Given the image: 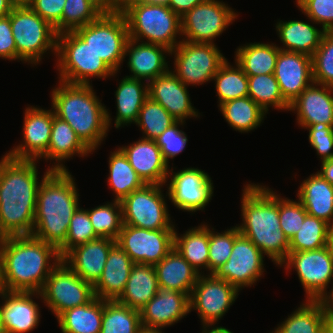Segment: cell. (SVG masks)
<instances>
[{
  "mask_svg": "<svg viewBox=\"0 0 333 333\" xmlns=\"http://www.w3.org/2000/svg\"><path fill=\"white\" fill-rule=\"evenodd\" d=\"M37 160H0V221L10 236L31 235L37 193L42 180Z\"/></svg>",
  "mask_w": 333,
  "mask_h": 333,
  "instance_id": "6da1fadb",
  "label": "cell"
},
{
  "mask_svg": "<svg viewBox=\"0 0 333 333\" xmlns=\"http://www.w3.org/2000/svg\"><path fill=\"white\" fill-rule=\"evenodd\" d=\"M243 188L242 223L236 226L240 234L280 266L288 257L289 240L279 224V194L259 183L249 182Z\"/></svg>",
  "mask_w": 333,
  "mask_h": 333,
  "instance_id": "7a4b0ae2",
  "label": "cell"
},
{
  "mask_svg": "<svg viewBox=\"0 0 333 333\" xmlns=\"http://www.w3.org/2000/svg\"><path fill=\"white\" fill-rule=\"evenodd\" d=\"M41 179L31 235L59 249L66 241L70 220L80 206V195L69 170L48 168Z\"/></svg>",
  "mask_w": 333,
  "mask_h": 333,
  "instance_id": "3957f363",
  "label": "cell"
},
{
  "mask_svg": "<svg viewBox=\"0 0 333 333\" xmlns=\"http://www.w3.org/2000/svg\"><path fill=\"white\" fill-rule=\"evenodd\" d=\"M58 84L50 92L55 116L67 122L93 154L113 124L109 109L94 92L92 83L71 84L59 80Z\"/></svg>",
  "mask_w": 333,
  "mask_h": 333,
  "instance_id": "277c9868",
  "label": "cell"
},
{
  "mask_svg": "<svg viewBox=\"0 0 333 333\" xmlns=\"http://www.w3.org/2000/svg\"><path fill=\"white\" fill-rule=\"evenodd\" d=\"M8 291L41 292L62 261L59 250L32 235L10 236L0 248Z\"/></svg>",
  "mask_w": 333,
  "mask_h": 333,
  "instance_id": "5b68a950",
  "label": "cell"
},
{
  "mask_svg": "<svg viewBox=\"0 0 333 333\" xmlns=\"http://www.w3.org/2000/svg\"><path fill=\"white\" fill-rule=\"evenodd\" d=\"M118 10L124 15L133 40L161 45L170 51L182 41L181 17L169 6L120 1Z\"/></svg>",
  "mask_w": 333,
  "mask_h": 333,
  "instance_id": "8992f818",
  "label": "cell"
},
{
  "mask_svg": "<svg viewBox=\"0 0 333 333\" xmlns=\"http://www.w3.org/2000/svg\"><path fill=\"white\" fill-rule=\"evenodd\" d=\"M56 66L60 81L91 84L90 79H107L114 72L75 31L57 34Z\"/></svg>",
  "mask_w": 333,
  "mask_h": 333,
  "instance_id": "52a82bcc",
  "label": "cell"
},
{
  "mask_svg": "<svg viewBox=\"0 0 333 333\" xmlns=\"http://www.w3.org/2000/svg\"><path fill=\"white\" fill-rule=\"evenodd\" d=\"M10 22L18 62L36 66L47 53L52 52L56 57L57 32L29 6H14L10 13Z\"/></svg>",
  "mask_w": 333,
  "mask_h": 333,
  "instance_id": "ba28073f",
  "label": "cell"
},
{
  "mask_svg": "<svg viewBox=\"0 0 333 333\" xmlns=\"http://www.w3.org/2000/svg\"><path fill=\"white\" fill-rule=\"evenodd\" d=\"M75 32L114 72L120 71L125 61L129 32L126 19L119 10L104 12L97 20Z\"/></svg>",
  "mask_w": 333,
  "mask_h": 333,
  "instance_id": "9c48e42d",
  "label": "cell"
},
{
  "mask_svg": "<svg viewBox=\"0 0 333 333\" xmlns=\"http://www.w3.org/2000/svg\"><path fill=\"white\" fill-rule=\"evenodd\" d=\"M163 186L145 184L124 197L120 201L123 224L148 230H175L165 199L168 193L164 196Z\"/></svg>",
  "mask_w": 333,
  "mask_h": 333,
  "instance_id": "30bf717a",
  "label": "cell"
},
{
  "mask_svg": "<svg viewBox=\"0 0 333 333\" xmlns=\"http://www.w3.org/2000/svg\"><path fill=\"white\" fill-rule=\"evenodd\" d=\"M279 267H283L286 273L292 268L295 269L305 289V300L323 301L328 296L327 289L333 280V255L330 244L318 250L289 252Z\"/></svg>",
  "mask_w": 333,
  "mask_h": 333,
  "instance_id": "8fae6325",
  "label": "cell"
},
{
  "mask_svg": "<svg viewBox=\"0 0 333 333\" xmlns=\"http://www.w3.org/2000/svg\"><path fill=\"white\" fill-rule=\"evenodd\" d=\"M174 56L171 71L187 86L212 81L219 67L227 60L216 44L193 43L182 40L170 51Z\"/></svg>",
  "mask_w": 333,
  "mask_h": 333,
  "instance_id": "7c38bea8",
  "label": "cell"
},
{
  "mask_svg": "<svg viewBox=\"0 0 333 333\" xmlns=\"http://www.w3.org/2000/svg\"><path fill=\"white\" fill-rule=\"evenodd\" d=\"M40 293L43 303L56 318L68 309L89 303L95 297L93 285L84 281L64 261L51 271Z\"/></svg>",
  "mask_w": 333,
  "mask_h": 333,
  "instance_id": "4fadbf2b",
  "label": "cell"
},
{
  "mask_svg": "<svg viewBox=\"0 0 333 333\" xmlns=\"http://www.w3.org/2000/svg\"><path fill=\"white\" fill-rule=\"evenodd\" d=\"M238 15L223 0H203L181 17V40L214 44Z\"/></svg>",
  "mask_w": 333,
  "mask_h": 333,
  "instance_id": "5bb4252c",
  "label": "cell"
},
{
  "mask_svg": "<svg viewBox=\"0 0 333 333\" xmlns=\"http://www.w3.org/2000/svg\"><path fill=\"white\" fill-rule=\"evenodd\" d=\"M173 170L172 166L165 182L169 183L165 185L168 199L179 210L192 214L203 211L214 196V185L209 174L194 167H186L177 172Z\"/></svg>",
  "mask_w": 333,
  "mask_h": 333,
  "instance_id": "9a60e30c",
  "label": "cell"
},
{
  "mask_svg": "<svg viewBox=\"0 0 333 333\" xmlns=\"http://www.w3.org/2000/svg\"><path fill=\"white\" fill-rule=\"evenodd\" d=\"M239 290L213 274H200L189 296L190 312L196 310L202 325H216L236 301Z\"/></svg>",
  "mask_w": 333,
  "mask_h": 333,
  "instance_id": "2e32d148",
  "label": "cell"
},
{
  "mask_svg": "<svg viewBox=\"0 0 333 333\" xmlns=\"http://www.w3.org/2000/svg\"><path fill=\"white\" fill-rule=\"evenodd\" d=\"M175 230H148L123 224L116 243L135 264L155 265L174 247Z\"/></svg>",
  "mask_w": 333,
  "mask_h": 333,
  "instance_id": "e0dca14e",
  "label": "cell"
},
{
  "mask_svg": "<svg viewBox=\"0 0 333 333\" xmlns=\"http://www.w3.org/2000/svg\"><path fill=\"white\" fill-rule=\"evenodd\" d=\"M264 257L265 255L250 239L239 234L227 262L213 275L218 279H224L241 291L245 287H252L264 276Z\"/></svg>",
  "mask_w": 333,
  "mask_h": 333,
  "instance_id": "ac0fdd59",
  "label": "cell"
},
{
  "mask_svg": "<svg viewBox=\"0 0 333 333\" xmlns=\"http://www.w3.org/2000/svg\"><path fill=\"white\" fill-rule=\"evenodd\" d=\"M27 106L23 117V140L5 154L18 160L38 161L47 153L55 113L53 108L46 110L39 106Z\"/></svg>",
  "mask_w": 333,
  "mask_h": 333,
  "instance_id": "d6986e66",
  "label": "cell"
},
{
  "mask_svg": "<svg viewBox=\"0 0 333 333\" xmlns=\"http://www.w3.org/2000/svg\"><path fill=\"white\" fill-rule=\"evenodd\" d=\"M35 296L43 302L39 292L6 291L0 296V318L5 333H28L39 326L41 307L34 301Z\"/></svg>",
  "mask_w": 333,
  "mask_h": 333,
  "instance_id": "ffe728a7",
  "label": "cell"
},
{
  "mask_svg": "<svg viewBox=\"0 0 333 333\" xmlns=\"http://www.w3.org/2000/svg\"><path fill=\"white\" fill-rule=\"evenodd\" d=\"M171 69L148 83L149 97L163 106L177 121L199 118L200 113L190 101L188 86Z\"/></svg>",
  "mask_w": 333,
  "mask_h": 333,
  "instance_id": "44dd1931",
  "label": "cell"
},
{
  "mask_svg": "<svg viewBox=\"0 0 333 333\" xmlns=\"http://www.w3.org/2000/svg\"><path fill=\"white\" fill-rule=\"evenodd\" d=\"M274 75L283 98L290 104L314 82L312 57L280 50Z\"/></svg>",
  "mask_w": 333,
  "mask_h": 333,
  "instance_id": "7402d4cb",
  "label": "cell"
},
{
  "mask_svg": "<svg viewBox=\"0 0 333 333\" xmlns=\"http://www.w3.org/2000/svg\"><path fill=\"white\" fill-rule=\"evenodd\" d=\"M190 313L189 295L159 288L158 293L140 310L142 326L167 328Z\"/></svg>",
  "mask_w": 333,
  "mask_h": 333,
  "instance_id": "603a6c76",
  "label": "cell"
},
{
  "mask_svg": "<svg viewBox=\"0 0 333 333\" xmlns=\"http://www.w3.org/2000/svg\"><path fill=\"white\" fill-rule=\"evenodd\" d=\"M289 111L296 112L302 129L317 123L333 126V87L313 82L290 103Z\"/></svg>",
  "mask_w": 333,
  "mask_h": 333,
  "instance_id": "cb8c5ba5",
  "label": "cell"
},
{
  "mask_svg": "<svg viewBox=\"0 0 333 333\" xmlns=\"http://www.w3.org/2000/svg\"><path fill=\"white\" fill-rule=\"evenodd\" d=\"M168 55L170 56V50L166 47L129 38L125 47V58L129 57L127 67L131 74L127 77L149 83L170 69V61L166 60Z\"/></svg>",
  "mask_w": 333,
  "mask_h": 333,
  "instance_id": "d4e9b609",
  "label": "cell"
},
{
  "mask_svg": "<svg viewBox=\"0 0 333 333\" xmlns=\"http://www.w3.org/2000/svg\"><path fill=\"white\" fill-rule=\"evenodd\" d=\"M118 148L146 184L165 185L170 165L163 159L154 140L140 138L132 144Z\"/></svg>",
  "mask_w": 333,
  "mask_h": 333,
  "instance_id": "484cf974",
  "label": "cell"
},
{
  "mask_svg": "<svg viewBox=\"0 0 333 333\" xmlns=\"http://www.w3.org/2000/svg\"><path fill=\"white\" fill-rule=\"evenodd\" d=\"M116 240L97 238L72 248L63 258L64 261L84 281L94 285L104 270L111 247Z\"/></svg>",
  "mask_w": 333,
  "mask_h": 333,
  "instance_id": "4316f807",
  "label": "cell"
},
{
  "mask_svg": "<svg viewBox=\"0 0 333 333\" xmlns=\"http://www.w3.org/2000/svg\"><path fill=\"white\" fill-rule=\"evenodd\" d=\"M134 264L128 254L115 243L109 251L101 277L93 285L94 295L105 301L117 300L124 291Z\"/></svg>",
  "mask_w": 333,
  "mask_h": 333,
  "instance_id": "83f0119b",
  "label": "cell"
},
{
  "mask_svg": "<svg viewBox=\"0 0 333 333\" xmlns=\"http://www.w3.org/2000/svg\"><path fill=\"white\" fill-rule=\"evenodd\" d=\"M91 151L77 137L72 127L57 116L53 117L50 142L46 155L42 158L53 165L47 166L51 170H68L63 164L72 157H88Z\"/></svg>",
  "mask_w": 333,
  "mask_h": 333,
  "instance_id": "f1b7e54d",
  "label": "cell"
},
{
  "mask_svg": "<svg viewBox=\"0 0 333 333\" xmlns=\"http://www.w3.org/2000/svg\"><path fill=\"white\" fill-rule=\"evenodd\" d=\"M296 196L307 214L333 226V185L318 171L303 180Z\"/></svg>",
  "mask_w": 333,
  "mask_h": 333,
  "instance_id": "f546056e",
  "label": "cell"
},
{
  "mask_svg": "<svg viewBox=\"0 0 333 333\" xmlns=\"http://www.w3.org/2000/svg\"><path fill=\"white\" fill-rule=\"evenodd\" d=\"M154 268L160 288L180 291L189 296L200 276L174 247Z\"/></svg>",
  "mask_w": 333,
  "mask_h": 333,
  "instance_id": "4dcf8cb0",
  "label": "cell"
},
{
  "mask_svg": "<svg viewBox=\"0 0 333 333\" xmlns=\"http://www.w3.org/2000/svg\"><path fill=\"white\" fill-rule=\"evenodd\" d=\"M275 29L279 40L283 45L278 46L280 50L297 52L313 56L316 49L320 46L325 31L317 28L311 23L289 20H278Z\"/></svg>",
  "mask_w": 333,
  "mask_h": 333,
  "instance_id": "1f68e13d",
  "label": "cell"
},
{
  "mask_svg": "<svg viewBox=\"0 0 333 333\" xmlns=\"http://www.w3.org/2000/svg\"><path fill=\"white\" fill-rule=\"evenodd\" d=\"M144 82L127 76L120 80L114 94L117 107L114 121L116 129L130 126L131 123L134 124L137 121L139 111L149 97L148 83Z\"/></svg>",
  "mask_w": 333,
  "mask_h": 333,
  "instance_id": "d6a6232c",
  "label": "cell"
},
{
  "mask_svg": "<svg viewBox=\"0 0 333 333\" xmlns=\"http://www.w3.org/2000/svg\"><path fill=\"white\" fill-rule=\"evenodd\" d=\"M159 288L154 265L134 264L124 291L116 301L140 311L158 293Z\"/></svg>",
  "mask_w": 333,
  "mask_h": 333,
  "instance_id": "836d02e7",
  "label": "cell"
},
{
  "mask_svg": "<svg viewBox=\"0 0 333 333\" xmlns=\"http://www.w3.org/2000/svg\"><path fill=\"white\" fill-rule=\"evenodd\" d=\"M328 324L324 301L305 300L271 333H320Z\"/></svg>",
  "mask_w": 333,
  "mask_h": 333,
  "instance_id": "e575fe53",
  "label": "cell"
},
{
  "mask_svg": "<svg viewBox=\"0 0 333 333\" xmlns=\"http://www.w3.org/2000/svg\"><path fill=\"white\" fill-rule=\"evenodd\" d=\"M178 234L174 231V248L186 259L200 274L208 271L209 226L204 222L198 227H192ZM180 235V236H179ZM204 271H203V270ZM203 271V272H202Z\"/></svg>",
  "mask_w": 333,
  "mask_h": 333,
  "instance_id": "d590c367",
  "label": "cell"
},
{
  "mask_svg": "<svg viewBox=\"0 0 333 333\" xmlns=\"http://www.w3.org/2000/svg\"><path fill=\"white\" fill-rule=\"evenodd\" d=\"M279 51L275 43L251 42L237 47L234 61L247 76L274 74Z\"/></svg>",
  "mask_w": 333,
  "mask_h": 333,
  "instance_id": "8d00e7d4",
  "label": "cell"
},
{
  "mask_svg": "<svg viewBox=\"0 0 333 333\" xmlns=\"http://www.w3.org/2000/svg\"><path fill=\"white\" fill-rule=\"evenodd\" d=\"M104 300L96 296L87 304L64 311L58 318L61 333H100Z\"/></svg>",
  "mask_w": 333,
  "mask_h": 333,
  "instance_id": "74e56055",
  "label": "cell"
},
{
  "mask_svg": "<svg viewBox=\"0 0 333 333\" xmlns=\"http://www.w3.org/2000/svg\"><path fill=\"white\" fill-rule=\"evenodd\" d=\"M219 110L229 126L241 133L260 127L267 114L249 96L224 102L219 106Z\"/></svg>",
  "mask_w": 333,
  "mask_h": 333,
  "instance_id": "f35d334b",
  "label": "cell"
},
{
  "mask_svg": "<svg viewBox=\"0 0 333 333\" xmlns=\"http://www.w3.org/2000/svg\"><path fill=\"white\" fill-rule=\"evenodd\" d=\"M108 167L107 185L109 184V188L114 193L113 200L121 201L146 184L119 148L110 153Z\"/></svg>",
  "mask_w": 333,
  "mask_h": 333,
  "instance_id": "ab89813d",
  "label": "cell"
},
{
  "mask_svg": "<svg viewBox=\"0 0 333 333\" xmlns=\"http://www.w3.org/2000/svg\"><path fill=\"white\" fill-rule=\"evenodd\" d=\"M215 90L218 97V107L229 100L248 96V76L236 63L231 65L226 60L214 75Z\"/></svg>",
  "mask_w": 333,
  "mask_h": 333,
  "instance_id": "60d3db41",
  "label": "cell"
},
{
  "mask_svg": "<svg viewBox=\"0 0 333 333\" xmlns=\"http://www.w3.org/2000/svg\"><path fill=\"white\" fill-rule=\"evenodd\" d=\"M142 327L140 311L118 301H105L100 333H138Z\"/></svg>",
  "mask_w": 333,
  "mask_h": 333,
  "instance_id": "b9f144b4",
  "label": "cell"
},
{
  "mask_svg": "<svg viewBox=\"0 0 333 333\" xmlns=\"http://www.w3.org/2000/svg\"><path fill=\"white\" fill-rule=\"evenodd\" d=\"M248 96L267 113L270 106L289 111L290 104L283 98L274 74L248 76Z\"/></svg>",
  "mask_w": 333,
  "mask_h": 333,
  "instance_id": "7bdbcfd3",
  "label": "cell"
},
{
  "mask_svg": "<svg viewBox=\"0 0 333 333\" xmlns=\"http://www.w3.org/2000/svg\"><path fill=\"white\" fill-rule=\"evenodd\" d=\"M330 225L307 214L299 231L289 241V252L318 250L330 244Z\"/></svg>",
  "mask_w": 333,
  "mask_h": 333,
  "instance_id": "ee69618b",
  "label": "cell"
},
{
  "mask_svg": "<svg viewBox=\"0 0 333 333\" xmlns=\"http://www.w3.org/2000/svg\"><path fill=\"white\" fill-rule=\"evenodd\" d=\"M104 12L94 0H66L62 19L54 29L57 34L75 31L97 20Z\"/></svg>",
  "mask_w": 333,
  "mask_h": 333,
  "instance_id": "f6af8a7d",
  "label": "cell"
},
{
  "mask_svg": "<svg viewBox=\"0 0 333 333\" xmlns=\"http://www.w3.org/2000/svg\"><path fill=\"white\" fill-rule=\"evenodd\" d=\"M95 234L99 238L116 240L122 225V207L118 200L87 209Z\"/></svg>",
  "mask_w": 333,
  "mask_h": 333,
  "instance_id": "bcb514c9",
  "label": "cell"
},
{
  "mask_svg": "<svg viewBox=\"0 0 333 333\" xmlns=\"http://www.w3.org/2000/svg\"><path fill=\"white\" fill-rule=\"evenodd\" d=\"M176 121L163 106L148 97L134 124L140 127L142 138L154 140Z\"/></svg>",
  "mask_w": 333,
  "mask_h": 333,
  "instance_id": "7dc6e473",
  "label": "cell"
},
{
  "mask_svg": "<svg viewBox=\"0 0 333 333\" xmlns=\"http://www.w3.org/2000/svg\"><path fill=\"white\" fill-rule=\"evenodd\" d=\"M214 230V228L209 226L208 274H213L227 262L231 255L234 241L240 234L237 226L228 228L223 232L221 231V233Z\"/></svg>",
  "mask_w": 333,
  "mask_h": 333,
  "instance_id": "c3c4849f",
  "label": "cell"
},
{
  "mask_svg": "<svg viewBox=\"0 0 333 333\" xmlns=\"http://www.w3.org/2000/svg\"><path fill=\"white\" fill-rule=\"evenodd\" d=\"M99 238L93 229L87 209L79 206L73 214L68 227L65 243L58 249L63 258L72 248Z\"/></svg>",
  "mask_w": 333,
  "mask_h": 333,
  "instance_id": "681fc988",
  "label": "cell"
},
{
  "mask_svg": "<svg viewBox=\"0 0 333 333\" xmlns=\"http://www.w3.org/2000/svg\"><path fill=\"white\" fill-rule=\"evenodd\" d=\"M313 81L333 87V32H325L312 56Z\"/></svg>",
  "mask_w": 333,
  "mask_h": 333,
  "instance_id": "f907efd6",
  "label": "cell"
},
{
  "mask_svg": "<svg viewBox=\"0 0 333 333\" xmlns=\"http://www.w3.org/2000/svg\"><path fill=\"white\" fill-rule=\"evenodd\" d=\"M186 122L176 121L170 127L165 129L161 135L154 139L155 143L161 150L165 162L169 165V160L174 159L182 153L187 145L188 137L182 128ZM182 125V126H181Z\"/></svg>",
  "mask_w": 333,
  "mask_h": 333,
  "instance_id": "816d5d0a",
  "label": "cell"
},
{
  "mask_svg": "<svg viewBox=\"0 0 333 333\" xmlns=\"http://www.w3.org/2000/svg\"><path fill=\"white\" fill-rule=\"evenodd\" d=\"M306 215L307 212L299 200L294 201L279 195V224L289 241L299 231Z\"/></svg>",
  "mask_w": 333,
  "mask_h": 333,
  "instance_id": "f5cc1de1",
  "label": "cell"
},
{
  "mask_svg": "<svg viewBox=\"0 0 333 333\" xmlns=\"http://www.w3.org/2000/svg\"><path fill=\"white\" fill-rule=\"evenodd\" d=\"M296 5L312 24L333 32V0H295Z\"/></svg>",
  "mask_w": 333,
  "mask_h": 333,
  "instance_id": "db71d44e",
  "label": "cell"
},
{
  "mask_svg": "<svg viewBox=\"0 0 333 333\" xmlns=\"http://www.w3.org/2000/svg\"><path fill=\"white\" fill-rule=\"evenodd\" d=\"M304 129L309 131V144L315 149L320 161L333 159V126L317 123Z\"/></svg>",
  "mask_w": 333,
  "mask_h": 333,
  "instance_id": "11a10c76",
  "label": "cell"
},
{
  "mask_svg": "<svg viewBox=\"0 0 333 333\" xmlns=\"http://www.w3.org/2000/svg\"><path fill=\"white\" fill-rule=\"evenodd\" d=\"M66 0H33L29 7L53 27L62 19Z\"/></svg>",
  "mask_w": 333,
  "mask_h": 333,
  "instance_id": "9f6ffc18",
  "label": "cell"
},
{
  "mask_svg": "<svg viewBox=\"0 0 333 333\" xmlns=\"http://www.w3.org/2000/svg\"><path fill=\"white\" fill-rule=\"evenodd\" d=\"M0 58L16 60V45L12 34L10 14L0 18Z\"/></svg>",
  "mask_w": 333,
  "mask_h": 333,
  "instance_id": "6f0895ef",
  "label": "cell"
},
{
  "mask_svg": "<svg viewBox=\"0 0 333 333\" xmlns=\"http://www.w3.org/2000/svg\"><path fill=\"white\" fill-rule=\"evenodd\" d=\"M203 0H170L169 7L180 17L187 11L192 10L196 5Z\"/></svg>",
  "mask_w": 333,
  "mask_h": 333,
  "instance_id": "680465c9",
  "label": "cell"
},
{
  "mask_svg": "<svg viewBox=\"0 0 333 333\" xmlns=\"http://www.w3.org/2000/svg\"><path fill=\"white\" fill-rule=\"evenodd\" d=\"M321 163V170L318 172L333 185V159L324 160Z\"/></svg>",
  "mask_w": 333,
  "mask_h": 333,
  "instance_id": "91938a15",
  "label": "cell"
},
{
  "mask_svg": "<svg viewBox=\"0 0 333 333\" xmlns=\"http://www.w3.org/2000/svg\"><path fill=\"white\" fill-rule=\"evenodd\" d=\"M105 12L119 9L120 0H94Z\"/></svg>",
  "mask_w": 333,
  "mask_h": 333,
  "instance_id": "94428289",
  "label": "cell"
},
{
  "mask_svg": "<svg viewBox=\"0 0 333 333\" xmlns=\"http://www.w3.org/2000/svg\"><path fill=\"white\" fill-rule=\"evenodd\" d=\"M323 301L327 310L329 323L333 325V288L329 290L328 296Z\"/></svg>",
  "mask_w": 333,
  "mask_h": 333,
  "instance_id": "6125c7cd",
  "label": "cell"
},
{
  "mask_svg": "<svg viewBox=\"0 0 333 333\" xmlns=\"http://www.w3.org/2000/svg\"><path fill=\"white\" fill-rule=\"evenodd\" d=\"M202 331L204 333H233L228 328H225L223 326H215L214 327V325L202 326Z\"/></svg>",
  "mask_w": 333,
  "mask_h": 333,
  "instance_id": "be15d7a7",
  "label": "cell"
},
{
  "mask_svg": "<svg viewBox=\"0 0 333 333\" xmlns=\"http://www.w3.org/2000/svg\"><path fill=\"white\" fill-rule=\"evenodd\" d=\"M13 7L14 5L10 0H0V18L8 16Z\"/></svg>",
  "mask_w": 333,
  "mask_h": 333,
  "instance_id": "e7e4bbea",
  "label": "cell"
},
{
  "mask_svg": "<svg viewBox=\"0 0 333 333\" xmlns=\"http://www.w3.org/2000/svg\"><path fill=\"white\" fill-rule=\"evenodd\" d=\"M7 290L5 281H4V271H3V261L0 255V296L4 294Z\"/></svg>",
  "mask_w": 333,
  "mask_h": 333,
  "instance_id": "03108f58",
  "label": "cell"
},
{
  "mask_svg": "<svg viewBox=\"0 0 333 333\" xmlns=\"http://www.w3.org/2000/svg\"><path fill=\"white\" fill-rule=\"evenodd\" d=\"M120 1H137V2H142L145 4H157V5H165V6H168L170 3V0H120Z\"/></svg>",
  "mask_w": 333,
  "mask_h": 333,
  "instance_id": "003e7915",
  "label": "cell"
},
{
  "mask_svg": "<svg viewBox=\"0 0 333 333\" xmlns=\"http://www.w3.org/2000/svg\"><path fill=\"white\" fill-rule=\"evenodd\" d=\"M9 237L10 235L5 231L0 221V248L8 240Z\"/></svg>",
  "mask_w": 333,
  "mask_h": 333,
  "instance_id": "a7ac6f4b",
  "label": "cell"
},
{
  "mask_svg": "<svg viewBox=\"0 0 333 333\" xmlns=\"http://www.w3.org/2000/svg\"><path fill=\"white\" fill-rule=\"evenodd\" d=\"M163 328H149L142 326L138 333H164Z\"/></svg>",
  "mask_w": 333,
  "mask_h": 333,
  "instance_id": "89a4df30",
  "label": "cell"
},
{
  "mask_svg": "<svg viewBox=\"0 0 333 333\" xmlns=\"http://www.w3.org/2000/svg\"><path fill=\"white\" fill-rule=\"evenodd\" d=\"M14 6H29L33 0H10Z\"/></svg>",
  "mask_w": 333,
  "mask_h": 333,
  "instance_id": "2644e50d",
  "label": "cell"
},
{
  "mask_svg": "<svg viewBox=\"0 0 333 333\" xmlns=\"http://www.w3.org/2000/svg\"><path fill=\"white\" fill-rule=\"evenodd\" d=\"M320 333H333V325L329 323Z\"/></svg>",
  "mask_w": 333,
  "mask_h": 333,
  "instance_id": "8c879c8a",
  "label": "cell"
},
{
  "mask_svg": "<svg viewBox=\"0 0 333 333\" xmlns=\"http://www.w3.org/2000/svg\"><path fill=\"white\" fill-rule=\"evenodd\" d=\"M330 246L333 251V226L330 227Z\"/></svg>",
  "mask_w": 333,
  "mask_h": 333,
  "instance_id": "753ad0ef",
  "label": "cell"
},
{
  "mask_svg": "<svg viewBox=\"0 0 333 333\" xmlns=\"http://www.w3.org/2000/svg\"><path fill=\"white\" fill-rule=\"evenodd\" d=\"M0 333H5L1 318H0Z\"/></svg>",
  "mask_w": 333,
  "mask_h": 333,
  "instance_id": "34e18365",
  "label": "cell"
}]
</instances>
